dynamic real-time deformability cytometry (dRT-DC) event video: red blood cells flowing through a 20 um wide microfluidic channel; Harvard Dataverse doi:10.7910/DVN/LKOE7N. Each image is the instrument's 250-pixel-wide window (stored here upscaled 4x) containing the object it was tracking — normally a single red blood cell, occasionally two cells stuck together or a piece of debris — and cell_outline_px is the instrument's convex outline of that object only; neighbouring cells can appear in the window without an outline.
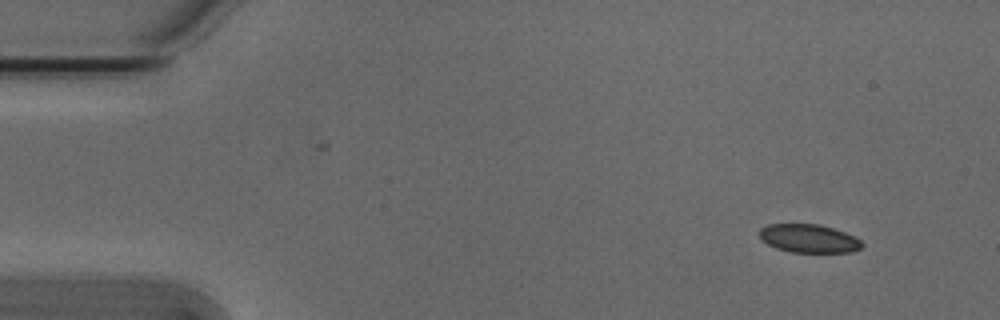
{"species": "Egyptian fruit bat (a non-hibernating species)", "species_latin": "Rousettus aegyptiacus", "temperature_condition": "cold", "stored_images_in_passage": 4, "camera_frame_rate_fps": 3000, "um_per_image_px": 0.085, "animal": {"sex": "male"}, "frame": {"image": 1, "passage_image": 1, "time_ms": 0.0, "image_size_px": [1000, 320], "cell_outline_px": [[864, 244], [860, 248], [852, 252], [792, 252], [776, 248], [768, 244], [756, 232], [760, 228], [768, 224], [820, 224], [844, 232], [860, 240]], "centroid_in_image_um": [68.72, 20.26], "position_along_channel_um": 16.3, "area_um2": 16.88}}
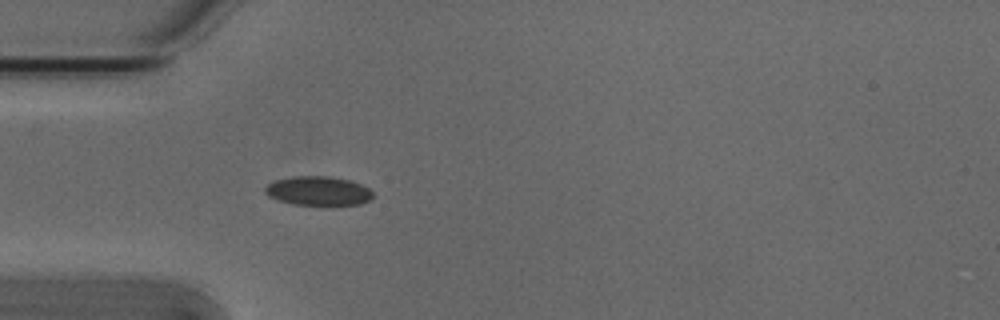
{"frame": {"image": 2, "passage_image": 4, "time_ms": 1.0, "image_size_px": [1000, 320], "cell_outline_px": [[376, 196], [372, 200], [360, 204], [332, 208], [292, 204], [276, 200], [268, 196], [264, 192], [264, 188], [272, 180], [292, 176], [328, 176], [348, 180], [360, 184], [368, 188]], "centroid_in_image_um": [27.07, 16.28], "position_along_channel_um": 57.9, "area_um2": 19.36}}